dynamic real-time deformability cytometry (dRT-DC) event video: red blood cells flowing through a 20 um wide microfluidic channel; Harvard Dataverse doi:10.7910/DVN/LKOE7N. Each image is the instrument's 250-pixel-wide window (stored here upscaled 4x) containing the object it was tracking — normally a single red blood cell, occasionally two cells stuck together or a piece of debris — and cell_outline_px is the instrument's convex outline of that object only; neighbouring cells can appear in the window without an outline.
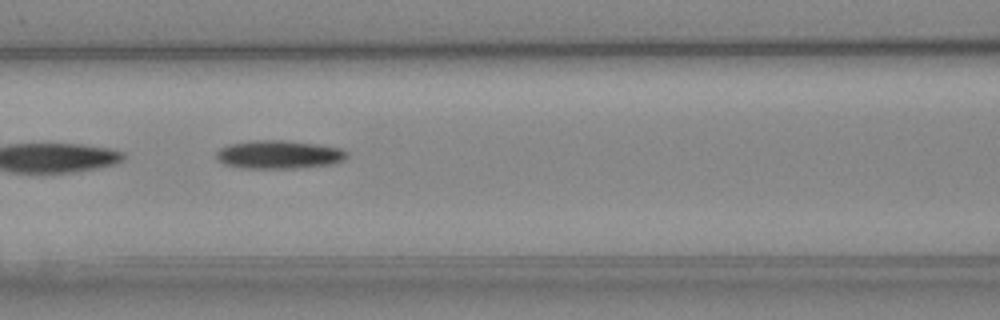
{"species": "Egyptian fruit bat (a non-hibernating species)", "species_latin": "Rousettus aegyptiacus", "temperature_condition": "cold", "stored_images_in_passage": 6, "camera_frame_rate_fps": 3000, "um_per_image_px": 0.085, "animal": {"sex": "female"}, "frame": {"image": 1, "passage_image": 4, "time_ms": 3.667, "image_size_px": [1000, 320], "cell_outline_px": [[348, 156], [344, 160], [332, 164], [296, 168], [244, 168], [224, 164], [216, 160], [216, 152], [220, 148], [228, 144], [252, 140], [284, 140], [316, 144], [340, 148], [348, 152]], "centroid_in_image_um": [23.69, 13.13], "position_along_channel_um": 142.9, "area_um2": 21.68}}
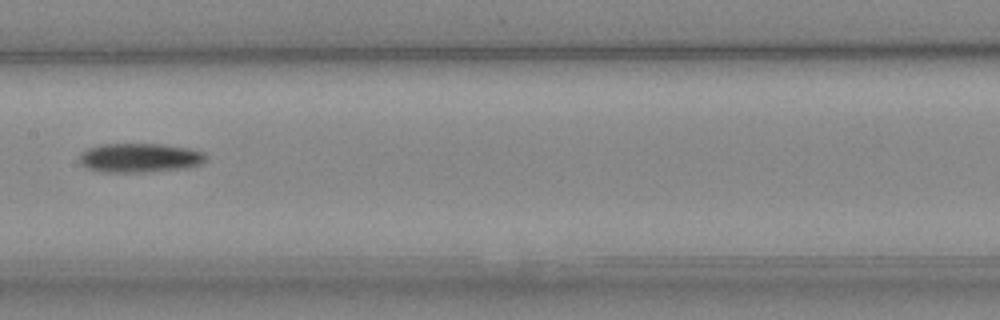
{"frame": {"image": 2, "passage_image": 5, "time_ms": 5.0, "image_size_px": [1000, 320], "cell_outline_px": [[208, 156], [200, 164], [184, 168], [144, 172], [104, 172], [88, 168], [80, 164], [80, 152], [88, 148], [100, 144], [160, 144], [192, 148], [204, 152]], "centroid_in_image_um": [11.88, 13.4], "position_along_channel_um": 195.5, "area_um2": 21.56}}
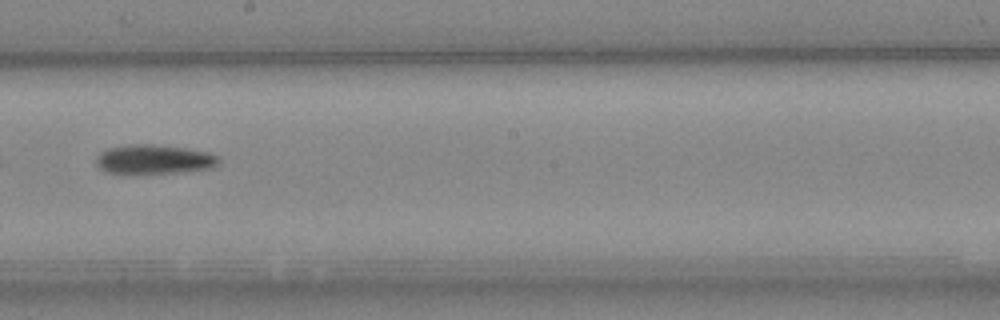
{"frame": {"image": 3, "passage_image": 6, "time_ms": 6.0, "image_size_px": [1000, 320], "cell_outline_px": [[220, 164], [212, 168], [172, 172], [104, 172], [96, 164], [96, 160], [100, 152], [108, 148], [128, 144], [152, 144], [184, 148], [208, 152], [220, 156]], "centroid_in_image_um": [13.12, 13.52], "position_along_channel_um": 235.1, "area_um2": 20.58}}